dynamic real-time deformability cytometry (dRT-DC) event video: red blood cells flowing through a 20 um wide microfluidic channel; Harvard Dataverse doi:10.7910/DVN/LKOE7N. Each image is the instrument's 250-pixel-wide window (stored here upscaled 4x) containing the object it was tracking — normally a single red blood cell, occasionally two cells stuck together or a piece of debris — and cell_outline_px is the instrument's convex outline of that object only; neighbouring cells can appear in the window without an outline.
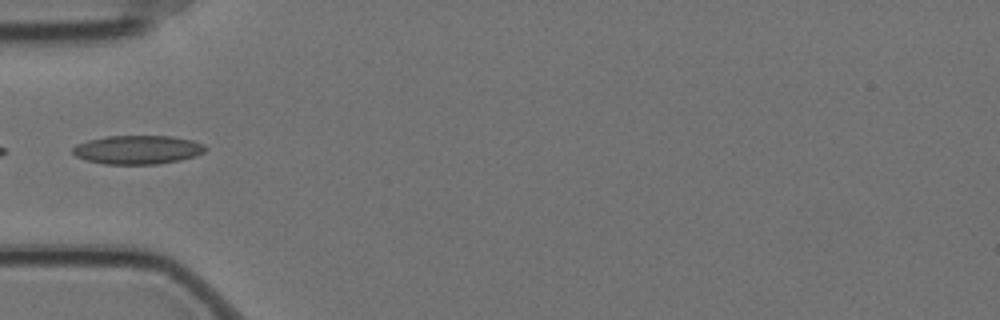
{"species": "Egyptian fruit bat (a non-hibernating species)", "species_latin": "Rousettus aegyptiacus", "temperature_condition": "cold", "stored_images_in_passage": 8, "camera_frame_rate_fps": 3000, "um_per_image_px": 0.085, "animal": {"sex": "female"}, "frame": {"image": 1, "passage_image": 6, "time_ms": 1.667, "image_size_px": [1000, 320], "cell_outline_px": [[208, 148], [204, 152], [196, 156], [180, 160], [156, 164], [104, 164], [84, 160], [76, 156], [72, 152], [72, 148], [76, 144], [88, 140], [104, 136], [172, 136], [192, 140], [204, 144]], "centroid_in_image_um": [11.69, 12.72], "position_along_channel_um": 73.3, "area_um2": 22.43}}
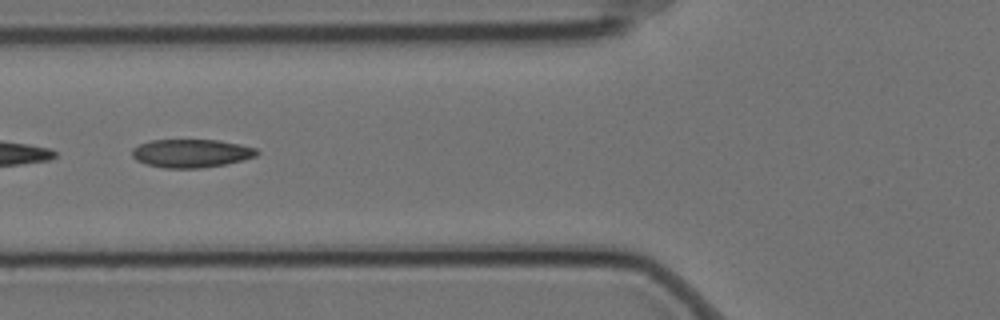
{"frame": {"image": 2, "passage_image": 7, "time_ms": 2.0, "image_size_px": [1000, 320], "cell_outline_px": [[260, 152], [256, 156], [224, 164], [200, 168], [164, 168], [148, 164], [136, 160], [132, 156], [132, 148], [140, 144], [152, 140], [220, 140], [240, 144], [256, 148]], "centroid_in_image_um": [16.25, 13.02], "position_along_channel_um": 109.5, "area_um2": 20.46}}
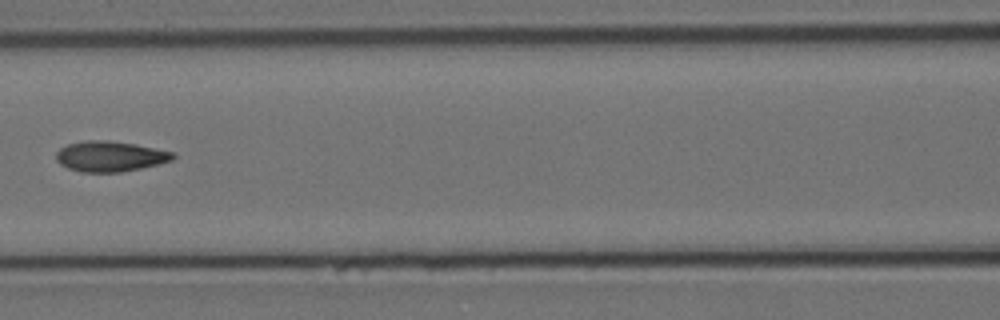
{"frame": {"image": 3, "passage_image": 8, "time_ms": 2.333, "image_size_px": [1000, 320], "cell_outline_px": [[176, 156], [172, 160], [140, 168], [120, 172], [80, 172], [68, 168], [60, 164], [56, 160], [56, 152], [60, 148], [68, 144], [84, 140], [108, 140], [136, 144], [172, 152]], "centroid_in_image_um": [9.31, 13.28], "position_along_channel_um": 157.3, "area_um2": 20.63}}